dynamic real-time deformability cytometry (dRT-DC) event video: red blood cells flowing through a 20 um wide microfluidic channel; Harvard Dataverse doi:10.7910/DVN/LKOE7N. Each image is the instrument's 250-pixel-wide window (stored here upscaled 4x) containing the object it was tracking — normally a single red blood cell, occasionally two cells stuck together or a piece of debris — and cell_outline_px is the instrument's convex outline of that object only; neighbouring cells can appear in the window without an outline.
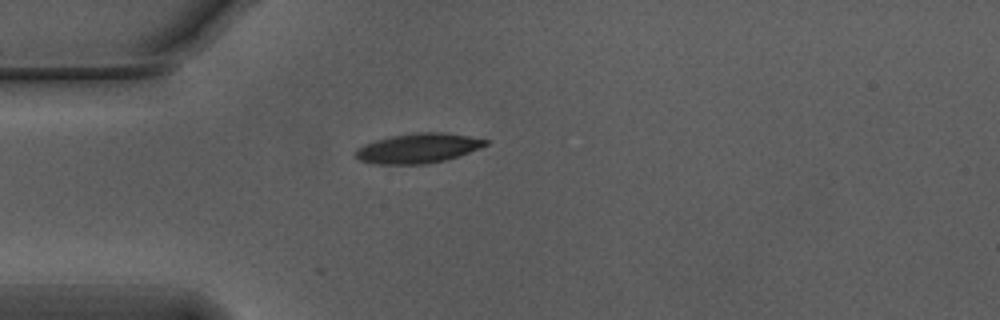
{"species": "Egyptian fruit bat (a non-hibernating species)", "species_latin": "Rousettus aegyptiacus", "temperature_condition": "warm", "stored_images_in_passage": 3, "camera_frame_rate_fps": 3000, "um_per_image_px": 0.085, "animal": {"sex": "male"}, "frame": {"image": 1, "passage_image": 1, "time_ms": 0.0, "image_size_px": [1000, 320], "cell_outline_px": [[488, 144], [460, 156], [444, 160], [424, 164], [376, 164], [360, 160], [356, 156], [356, 148], [364, 144], [376, 140], [392, 136], [416, 132], [444, 132], [468, 136], [488, 140]], "centroid_in_image_um": [35.54, 12.59], "position_along_channel_um": 49.5, "area_um2": 22.37}}